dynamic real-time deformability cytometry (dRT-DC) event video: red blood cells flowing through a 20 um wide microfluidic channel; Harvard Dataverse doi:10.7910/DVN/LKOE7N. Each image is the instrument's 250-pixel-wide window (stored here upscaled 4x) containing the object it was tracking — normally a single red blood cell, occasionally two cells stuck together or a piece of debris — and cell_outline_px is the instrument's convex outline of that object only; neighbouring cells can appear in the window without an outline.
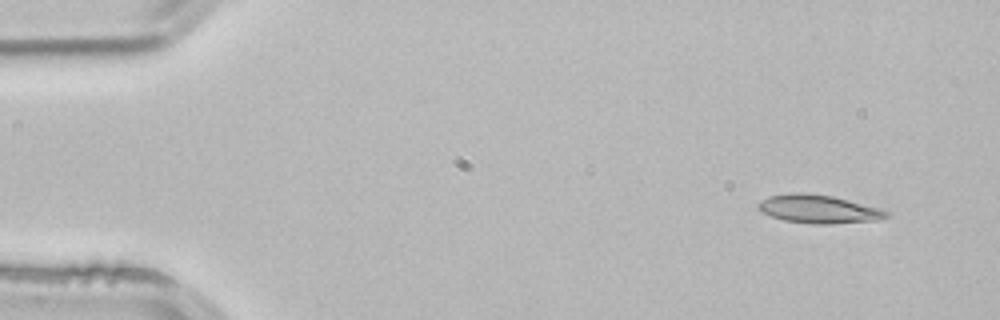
{"species": "common noctule bat (a hibernating species)", "species_latin": "Nyctalus noctula", "temperature_condition": "room temperature", "stored_images_in_passage": 3, "segment_of_instrument_passage": [2, 2], "camera_frame_rate_fps": 3000, "um_per_image_px": 0.085, "animal": {"sex": "male", "body_mass_g": 21.5, "forearm_length_mm": 52.0}, "frame": {"image": 1, "passage_image": 3, "time_ms": 0.667, "image_size_px": [1000, 320], "cell_outline_px": [[888, 216], [876, 220], [832, 224], [812, 224], [784, 220], [760, 212], [756, 208], [756, 204], [760, 200], [768, 196], [792, 192], [800, 192], [832, 196], [848, 200], [876, 208], [888, 212]], "centroid_in_image_um": [69.47, 17.77], "position_along_channel_um": 15.5, "area_um2": 21.04}}